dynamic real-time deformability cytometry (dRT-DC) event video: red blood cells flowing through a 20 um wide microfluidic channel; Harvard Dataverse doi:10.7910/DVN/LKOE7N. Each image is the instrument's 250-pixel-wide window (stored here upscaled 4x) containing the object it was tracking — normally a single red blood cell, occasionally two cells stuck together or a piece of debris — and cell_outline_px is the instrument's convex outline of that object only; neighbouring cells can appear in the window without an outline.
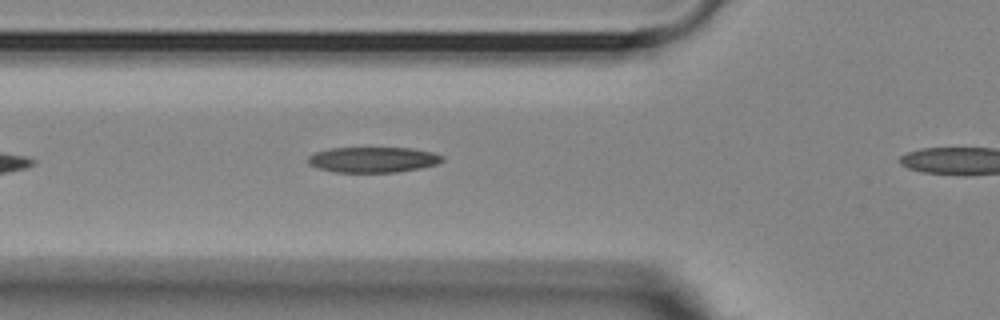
{"species": "Egyptian fruit bat (a non-hibernating species)", "species_latin": "Rousettus aegyptiacus", "temperature_condition": "room temperature", "stored_images_in_passage": 8, "camera_frame_rate_fps": 3000, "um_per_image_px": 0.085, "animal": {"sex": "female"}, "frame": {"image": 1, "passage_image": 7, "time_ms": 2.0, "image_size_px": [1000, 320], "cell_outline_px": [[444, 160], [436, 164], [420, 168], [396, 172], [332, 172], [308, 164], [308, 156], [316, 152], [328, 148], [412, 148], [432, 152], [444, 156]], "centroid_in_image_um": [31.71, 13.57], "position_along_channel_um": 94.1, "area_um2": 19.94}}